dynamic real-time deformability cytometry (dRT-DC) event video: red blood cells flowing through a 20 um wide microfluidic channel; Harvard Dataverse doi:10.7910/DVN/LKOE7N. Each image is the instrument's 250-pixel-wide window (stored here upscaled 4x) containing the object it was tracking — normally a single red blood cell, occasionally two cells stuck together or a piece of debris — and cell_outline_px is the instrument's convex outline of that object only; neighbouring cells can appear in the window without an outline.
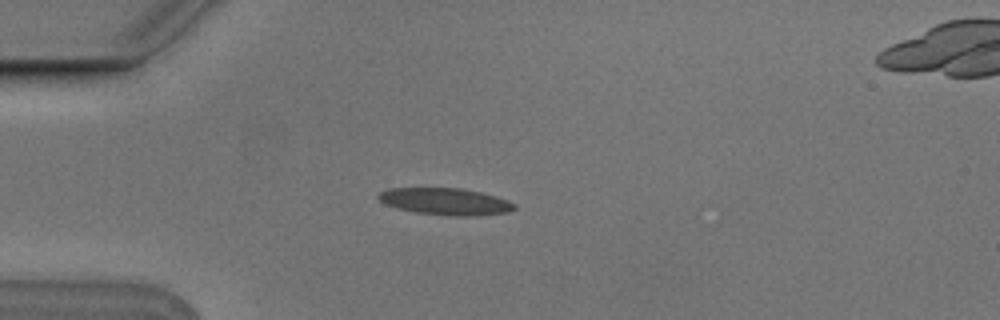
{"species": "Egyptian fruit bat (a non-hibernating species)", "species_latin": "Rousettus aegyptiacus", "temperature_condition": "cold", "stored_images_in_passage": 6, "camera_frame_rate_fps": 3000, "um_per_image_px": 0.085, "animal": {"sex": "male"}, "frame": {"image": 1, "passage_image": 3, "time_ms": 0.667, "image_size_px": [1000, 320], "cell_outline_px": [[516, 208], [508, 212], [476, 216], [452, 216], [416, 212], [396, 208], [380, 200], [376, 196], [380, 192], [388, 188], [460, 188], [480, 192], [516, 204]], "centroid_in_image_um": [37.84, 17.13], "position_along_channel_um": 47.2, "area_um2": 21.04}}
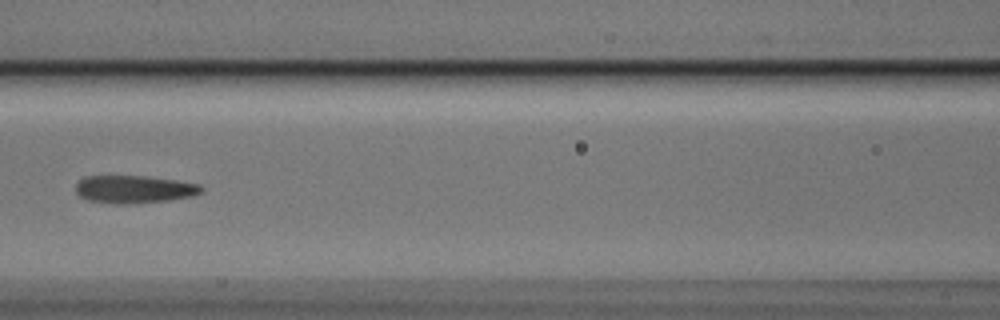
{"frame": {"image": 2, "passage_image": 6, "time_ms": 1.667, "image_size_px": [1000, 320], "cell_outline_px": [[204, 188], [200, 192], [192, 196], [168, 200], [132, 204], [112, 204], [88, 200], [80, 196], [76, 192], [76, 184], [84, 176], [144, 176], [176, 180], [200, 184]], "centroid_in_image_um": [11.39, 16.09], "position_along_channel_um": 155.2, "area_um2": 20.35}}